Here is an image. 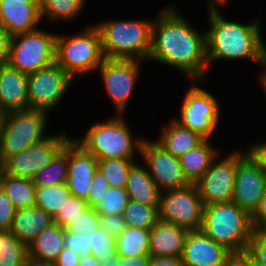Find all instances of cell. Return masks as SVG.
<instances>
[{"label":"cell","instance_id":"6da1fadb","mask_svg":"<svg viewBox=\"0 0 266 266\" xmlns=\"http://www.w3.org/2000/svg\"><path fill=\"white\" fill-rule=\"evenodd\" d=\"M177 8L170 4L158 11L148 61L171 66L188 80L205 81L209 67L206 31H198Z\"/></svg>","mask_w":266,"mask_h":266},{"label":"cell","instance_id":"7a4b0ae2","mask_svg":"<svg viewBox=\"0 0 266 266\" xmlns=\"http://www.w3.org/2000/svg\"><path fill=\"white\" fill-rule=\"evenodd\" d=\"M206 31L207 63L212 66L219 60H251L261 65L266 45L261 37L258 17L250 23L226 20L220 9H209Z\"/></svg>","mask_w":266,"mask_h":266},{"label":"cell","instance_id":"3957f363","mask_svg":"<svg viewBox=\"0 0 266 266\" xmlns=\"http://www.w3.org/2000/svg\"><path fill=\"white\" fill-rule=\"evenodd\" d=\"M153 18L107 19L95 23L105 58L146 61L151 52Z\"/></svg>","mask_w":266,"mask_h":266},{"label":"cell","instance_id":"277c9868","mask_svg":"<svg viewBox=\"0 0 266 266\" xmlns=\"http://www.w3.org/2000/svg\"><path fill=\"white\" fill-rule=\"evenodd\" d=\"M131 131L124 116L116 115L93 123L84 137L74 140L97 159H135L144 138L135 139Z\"/></svg>","mask_w":266,"mask_h":266},{"label":"cell","instance_id":"5b68a950","mask_svg":"<svg viewBox=\"0 0 266 266\" xmlns=\"http://www.w3.org/2000/svg\"><path fill=\"white\" fill-rule=\"evenodd\" d=\"M201 230L231 253L246 251L254 232L251 216L232 201L204 206Z\"/></svg>","mask_w":266,"mask_h":266},{"label":"cell","instance_id":"8992f818","mask_svg":"<svg viewBox=\"0 0 266 266\" xmlns=\"http://www.w3.org/2000/svg\"><path fill=\"white\" fill-rule=\"evenodd\" d=\"M104 58L101 35L95 25L71 36L57 34L55 62L73 79L96 71Z\"/></svg>","mask_w":266,"mask_h":266},{"label":"cell","instance_id":"52a82bcc","mask_svg":"<svg viewBox=\"0 0 266 266\" xmlns=\"http://www.w3.org/2000/svg\"><path fill=\"white\" fill-rule=\"evenodd\" d=\"M48 116V112L37 109L7 112L0 131V162L49 136L45 134Z\"/></svg>","mask_w":266,"mask_h":266},{"label":"cell","instance_id":"ba28073f","mask_svg":"<svg viewBox=\"0 0 266 266\" xmlns=\"http://www.w3.org/2000/svg\"><path fill=\"white\" fill-rule=\"evenodd\" d=\"M56 37L39 28L12 36L7 64L28 75L55 63Z\"/></svg>","mask_w":266,"mask_h":266},{"label":"cell","instance_id":"9c48e42d","mask_svg":"<svg viewBox=\"0 0 266 266\" xmlns=\"http://www.w3.org/2000/svg\"><path fill=\"white\" fill-rule=\"evenodd\" d=\"M195 84L185 92V97L179 109V118L173 119L181 126L200 134L205 139H211L221 120V109L217 98L199 85L206 81H191ZM197 82V83H196ZM198 86H197V85ZM196 85V86H195Z\"/></svg>","mask_w":266,"mask_h":266},{"label":"cell","instance_id":"30bf717a","mask_svg":"<svg viewBox=\"0 0 266 266\" xmlns=\"http://www.w3.org/2000/svg\"><path fill=\"white\" fill-rule=\"evenodd\" d=\"M204 204L196 184L162 192L159 201V219L188 231L201 230Z\"/></svg>","mask_w":266,"mask_h":266},{"label":"cell","instance_id":"8fae6325","mask_svg":"<svg viewBox=\"0 0 266 266\" xmlns=\"http://www.w3.org/2000/svg\"><path fill=\"white\" fill-rule=\"evenodd\" d=\"M74 79L56 62L28 74V109L51 112L63 100Z\"/></svg>","mask_w":266,"mask_h":266},{"label":"cell","instance_id":"7c38bea8","mask_svg":"<svg viewBox=\"0 0 266 266\" xmlns=\"http://www.w3.org/2000/svg\"><path fill=\"white\" fill-rule=\"evenodd\" d=\"M141 62L143 61L104 58L97 69L104 83V90L111 98L117 115H125L124 111L129 107V100L140 76Z\"/></svg>","mask_w":266,"mask_h":266},{"label":"cell","instance_id":"4fadbf2b","mask_svg":"<svg viewBox=\"0 0 266 266\" xmlns=\"http://www.w3.org/2000/svg\"><path fill=\"white\" fill-rule=\"evenodd\" d=\"M65 132H55L23 152L7 158L3 162V172L18 178L33 179L71 139V135Z\"/></svg>","mask_w":266,"mask_h":266},{"label":"cell","instance_id":"5bb4252c","mask_svg":"<svg viewBox=\"0 0 266 266\" xmlns=\"http://www.w3.org/2000/svg\"><path fill=\"white\" fill-rule=\"evenodd\" d=\"M265 192L266 176L261 163L248 148L238 149L232 202L251 216Z\"/></svg>","mask_w":266,"mask_h":266},{"label":"cell","instance_id":"9a60e30c","mask_svg":"<svg viewBox=\"0 0 266 266\" xmlns=\"http://www.w3.org/2000/svg\"><path fill=\"white\" fill-rule=\"evenodd\" d=\"M139 155L161 193L191 184L184 175L179 158L166 151L155 140L144 137Z\"/></svg>","mask_w":266,"mask_h":266},{"label":"cell","instance_id":"2e32d148","mask_svg":"<svg viewBox=\"0 0 266 266\" xmlns=\"http://www.w3.org/2000/svg\"><path fill=\"white\" fill-rule=\"evenodd\" d=\"M220 154L212 161L209 169L195 183L204 206L231 202L237 170V150L225 157ZM223 158V159H222Z\"/></svg>","mask_w":266,"mask_h":266},{"label":"cell","instance_id":"e0dca14e","mask_svg":"<svg viewBox=\"0 0 266 266\" xmlns=\"http://www.w3.org/2000/svg\"><path fill=\"white\" fill-rule=\"evenodd\" d=\"M98 170V159L72 137L68 141L67 187L74 197L87 201L91 181Z\"/></svg>","mask_w":266,"mask_h":266},{"label":"cell","instance_id":"ac0fdd59","mask_svg":"<svg viewBox=\"0 0 266 266\" xmlns=\"http://www.w3.org/2000/svg\"><path fill=\"white\" fill-rule=\"evenodd\" d=\"M231 254L202 230L189 231L181 259L183 266H223Z\"/></svg>","mask_w":266,"mask_h":266},{"label":"cell","instance_id":"d6986e66","mask_svg":"<svg viewBox=\"0 0 266 266\" xmlns=\"http://www.w3.org/2000/svg\"><path fill=\"white\" fill-rule=\"evenodd\" d=\"M41 3L25 0H0V27L11 36L38 29L41 24Z\"/></svg>","mask_w":266,"mask_h":266},{"label":"cell","instance_id":"ffe728a7","mask_svg":"<svg viewBox=\"0 0 266 266\" xmlns=\"http://www.w3.org/2000/svg\"><path fill=\"white\" fill-rule=\"evenodd\" d=\"M28 75L0 64V106L6 111L28 109Z\"/></svg>","mask_w":266,"mask_h":266},{"label":"cell","instance_id":"44dd1931","mask_svg":"<svg viewBox=\"0 0 266 266\" xmlns=\"http://www.w3.org/2000/svg\"><path fill=\"white\" fill-rule=\"evenodd\" d=\"M188 230L159 220L150 229L149 255L151 257H181Z\"/></svg>","mask_w":266,"mask_h":266},{"label":"cell","instance_id":"7402d4cb","mask_svg":"<svg viewBox=\"0 0 266 266\" xmlns=\"http://www.w3.org/2000/svg\"><path fill=\"white\" fill-rule=\"evenodd\" d=\"M29 262L51 265L64 247V228L54 223L44 229L28 246Z\"/></svg>","mask_w":266,"mask_h":266},{"label":"cell","instance_id":"603a6c76","mask_svg":"<svg viewBox=\"0 0 266 266\" xmlns=\"http://www.w3.org/2000/svg\"><path fill=\"white\" fill-rule=\"evenodd\" d=\"M54 224V218L38 207L16 210L10 232L28 246L44 229Z\"/></svg>","mask_w":266,"mask_h":266},{"label":"cell","instance_id":"cb8c5ba5","mask_svg":"<svg viewBox=\"0 0 266 266\" xmlns=\"http://www.w3.org/2000/svg\"><path fill=\"white\" fill-rule=\"evenodd\" d=\"M205 140L200 134L181 126L173 118L164 126L155 141L166 151L179 158Z\"/></svg>","mask_w":266,"mask_h":266},{"label":"cell","instance_id":"d4e9b609","mask_svg":"<svg viewBox=\"0 0 266 266\" xmlns=\"http://www.w3.org/2000/svg\"><path fill=\"white\" fill-rule=\"evenodd\" d=\"M125 189L129 200L145 205H159L161 191L152 180L145 165L136 162L131 167Z\"/></svg>","mask_w":266,"mask_h":266},{"label":"cell","instance_id":"484cf974","mask_svg":"<svg viewBox=\"0 0 266 266\" xmlns=\"http://www.w3.org/2000/svg\"><path fill=\"white\" fill-rule=\"evenodd\" d=\"M210 140L205 139L201 144L179 157L184 175L191 184H195L205 174L212 161L220 153L219 149L210 143Z\"/></svg>","mask_w":266,"mask_h":266},{"label":"cell","instance_id":"4316f807","mask_svg":"<svg viewBox=\"0 0 266 266\" xmlns=\"http://www.w3.org/2000/svg\"><path fill=\"white\" fill-rule=\"evenodd\" d=\"M0 187L4 190L16 210L36 207V186L33 179L18 178L2 172Z\"/></svg>","mask_w":266,"mask_h":266},{"label":"cell","instance_id":"83f0119b","mask_svg":"<svg viewBox=\"0 0 266 266\" xmlns=\"http://www.w3.org/2000/svg\"><path fill=\"white\" fill-rule=\"evenodd\" d=\"M150 230L127 227L116 238V252L119 256L133 257L149 255Z\"/></svg>","mask_w":266,"mask_h":266},{"label":"cell","instance_id":"f1b7e54d","mask_svg":"<svg viewBox=\"0 0 266 266\" xmlns=\"http://www.w3.org/2000/svg\"><path fill=\"white\" fill-rule=\"evenodd\" d=\"M35 194L36 207L44 210L53 218L72 196L66 183L36 187Z\"/></svg>","mask_w":266,"mask_h":266},{"label":"cell","instance_id":"f546056e","mask_svg":"<svg viewBox=\"0 0 266 266\" xmlns=\"http://www.w3.org/2000/svg\"><path fill=\"white\" fill-rule=\"evenodd\" d=\"M68 170V142L54 156L51 163L33 178L36 187L66 183Z\"/></svg>","mask_w":266,"mask_h":266},{"label":"cell","instance_id":"4dcf8cb0","mask_svg":"<svg viewBox=\"0 0 266 266\" xmlns=\"http://www.w3.org/2000/svg\"><path fill=\"white\" fill-rule=\"evenodd\" d=\"M87 0H41V17L50 22L73 21L85 7Z\"/></svg>","mask_w":266,"mask_h":266},{"label":"cell","instance_id":"1f68e13d","mask_svg":"<svg viewBox=\"0 0 266 266\" xmlns=\"http://www.w3.org/2000/svg\"><path fill=\"white\" fill-rule=\"evenodd\" d=\"M28 247L10 231H0V266H27Z\"/></svg>","mask_w":266,"mask_h":266},{"label":"cell","instance_id":"d6a6232c","mask_svg":"<svg viewBox=\"0 0 266 266\" xmlns=\"http://www.w3.org/2000/svg\"><path fill=\"white\" fill-rule=\"evenodd\" d=\"M127 227L150 230L159 219V205H145L129 200L122 214Z\"/></svg>","mask_w":266,"mask_h":266},{"label":"cell","instance_id":"836d02e7","mask_svg":"<svg viewBox=\"0 0 266 266\" xmlns=\"http://www.w3.org/2000/svg\"><path fill=\"white\" fill-rule=\"evenodd\" d=\"M137 159H98L100 170L109 182L110 187L126 188L128 174Z\"/></svg>","mask_w":266,"mask_h":266},{"label":"cell","instance_id":"e575fe53","mask_svg":"<svg viewBox=\"0 0 266 266\" xmlns=\"http://www.w3.org/2000/svg\"><path fill=\"white\" fill-rule=\"evenodd\" d=\"M128 201L125 188L110 187L94 208L98 214L122 215Z\"/></svg>","mask_w":266,"mask_h":266},{"label":"cell","instance_id":"d590c367","mask_svg":"<svg viewBox=\"0 0 266 266\" xmlns=\"http://www.w3.org/2000/svg\"><path fill=\"white\" fill-rule=\"evenodd\" d=\"M88 234L89 246H91V255L100 262L107 257L116 255V237L102 230L100 227L94 231L86 232Z\"/></svg>","mask_w":266,"mask_h":266},{"label":"cell","instance_id":"8d00e7d4","mask_svg":"<svg viewBox=\"0 0 266 266\" xmlns=\"http://www.w3.org/2000/svg\"><path fill=\"white\" fill-rule=\"evenodd\" d=\"M99 227V214L94 207L88 205L71 218L63 228L68 232L86 234V232L94 231Z\"/></svg>","mask_w":266,"mask_h":266},{"label":"cell","instance_id":"74e56055","mask_svg":"<svg viewBox=\"0 0 266 266\" xmlns=\"http://www.w3.org/2000/svg\"><path fill=\"white\" fill-rule=\"evenodd\" d=\"M88 206L87 202L78 197L71 196L66 202L62 210L54 217V223L64 227L71 218L79 214V212Z\"/></svg>","mask_w":266,"mask_h":266},{"label":"cell","instance_id":"f35d334b","mask_svg":"<svg viewBox=\"0 0 266 266\" xmlns=\"http://www.w3.org/2000/svg\"><path fill=\"white\" fill-rule=\"evenodd\" d=\"M64 247L72 250L80 257L91 255L88 234H77L64 230Z\"/></svg>","mask_w":266,"mask_h":266},{"label":"cell","instance_id":"ab89813d","mask_svg":"<svg viewBox=\"0 0 266 266\" xmlns=\"http://www.w3.org/2000/svg\"><path fill=\"white\" fill-rule=\"evenodd\" d=\"M89 195L87 198V204L91 207H95L96 204L101 200L103 195L107 193L110 188L109 182L100 170H97L91 181Z\"/></svg>","mask_w":266,"mask_h":266},{"label":"cell","instance_id":"60d3db41","mask_svg":"<svg viewBox=\"0 0 266 266\" xmlns=\"http://www.w3.org/2000/svg\"><path fill=\"white\" fill-rule=\"evenodd\" d=\"M99 224L102 230L116 238L127 228L122 215L99 214Z\"/></svg>","mask_w":266,"mask_h":266},{"label":"cell","instance_id":"b9f144b4","mask_svg":"<svg viewBox=\"0 0 266 266\" xmlns=\"http://www.w3.org/2000/svg\"><path fill=\"white\" fill-rule=\"evenodd\" d=\"M15 207L0 187V231H9L15 215Z\"/></svg>","mask_w":266,"mask_h":266},{"label":"cell","instance_id":"7bdbcfd3","mask_svg":"<svg viewBox=\"0 0 266 266\" xmlns=\"http://www.w3.org/2000/svg\"><path fill=\"white\" fill-rule=\"evenodd\" d=\"M246 252L257 262L266 265V241L254 230Z\"/></svg>","mask_w":266,"mask_h":266},{"label":"cell","instance_id":"ee69618b","mask_svg":"<svg viewBox=\"0 0 266 266\" xmlns=\"http://www.w3.org/2000/svg\"><path fill=\"white\" fill-rule=\"evenodd\" d=\"M80 256L68 248H64L51 266H78Z\"/></svg>","mask_w":266,"mask_h":266},{"label":"cell","instance_id":"f6af8a7d","mask_svg":"<svg viewBox=\"0 0 266 266\" xmlns=\"http://www.w3.org/2000/svg\"><path fill=\"white\" fill-rule=\"evenodd\" d=\"M265 222H266V192L259 201L256 210L251 215V223L254 230Z\"/></svg>","mask_w":266,"mask_h":266},{"label":"cell","instance_id":"bcb514c9","mask_svg":"<svg viewBox=\"0 0 266 266\" xmlns=\"http://www.w3.org/2000/svg\"><path fill=\"white\" fill-rule=\"evenodd\" d=\"M12 36L0 27V64L7 63Z\"/></svg>","mask_w":266,"mask_h":266},{"label":"cell","instance_id":"7dc6e473","mask_svg":"<svg viewBox=\"0 0 266 266\" xmlns=\"http://www.w3.org/2000/svg\"><path fill=\"white\" fill-rule=\"evenodd\" d=\"M254 143L248 148V150L261 163L262 168L266 170V141L263 142L262 140H259Z\"/></svg>","mask_w":266,"mask_h":266},{"label":"cell","instance_id":"c3c4849f","mask_svg":"<svg viewBox=\"0 0 266 266\" xmlns=\"http://www.w3.org/2000/svg\"><path fill=\"white\" fill-rule=\"evenodd\" d=\"M223 266H249V254L246 251L231 253Z\"/></svg>","mask_w":266,"mask_h":266},{"label":"cell","instance_id":"681fc988","mask_svg":"<svg viewBox=\"0 0 266 266\" xmlns=\"http://www.w3.org/2000/svg\"><path fill=\"white\" fill-rule=\"evenodd\" d=\"M150 255H139L130 258L120 256L119 266H148Z\"/></svg>","mask_w":266,"mask_h":266},{"label":"cell","instance_id":"f907efd6","mask_svg":"<svg viewBox=\"0 0 266 266\" xmlns=\"http://www.w3.org/2000/svg\"><path fill=\"white\" fill-rule=\"evenodd\" d=\"M148 266H183L181 257H151Z\"/></svg>","mask_w":266,"mask_h":266},{"label":"cell","instance_id":"816d5d0a","mask_svg":"<svg viewBox=\"0 0 266 266\" xmlns=\"http://www.w3.org/2000/svg\"><path fill=\"white\" fill-rule=\"evenodd\" d=\"M78 266H101V262L93 255L80 257Z\"/></svg>","mask_w":266,"mask_h":266},{"label":"cell","instance_id":"f5cc1de1","mask_svg":"<svg viewBox=\"0 0 266 266\" xmlns=\"http://www.w3.org/2000/svg\"><path fill=\"white\" fill-rule=\"evenodd\" d=\"M262 68V72L259 73L258 80L259 83L261 84L263 91L266 95V53L263 57L262 64L260 65Z\"/></svg>","mask_w":266,"mask_h":266},{"label":"cell","instance_id":"db71d44e","mask_svg":"<svg viewBox=\"0 0 266 266\" xmlns=\"http://www.w3.org/2000/svg\"><path fill=\"white\" fill-rule=\"evenodd\" d=\"M120 256L118 254L112 257H107L106 260L101 261V266H119Z\"/></svg>","mask_w":266,"mask_h":266},{"label":"cell","instance_id":"11a10c76","mask_svg":"<svg viewBox=\"0 0 266 266\" xmlns=\"http://www.w3.org/2000/svg\"><path fill=\"white\" fill-rule=\"evenodd\" d=\"M207 6L209 9H220L219 7H224L228 4L230 0H207Z\"/></svg>","mask_w":266,"mask_h":266},{"label":"cell","instance_id":"9f6ffc18","mask_svg":"<svg viewBox=\"0 0 266 266\" xmlns=\"http://www.w3.org/2000/svg\"><path fill=\"white\" fill-rule=\"evenodd\" d=\"M255 231L266 241V222L258 226Z\"/></svg>","mask_w":266,"mask_h":266},{"label":"cell","instance_id":"6f0895ef","mask_svg":"<svg viewBox=\"0 0 266 266\" xmlns=\"http://www.w3.org/2000/svg\"><path fill=\"white\" fill-rule=\"evenodd\" d=\"M6 113L7 112L0 106V131L4 125Z\"/></svg>","mask_w":266,"mask_h":266},{"label":"cell","instance_id":"680465c9","mask_svg":"<svg viewBox=\"0 0 266 266\" xmlns=\"http://www.w3.org/2000/svg\"><path fill=\"white\" fill-rule=\"evenodd\" d=\"M249 266H266L262 263L257 262L249 255Z\"/></svg>","mask_w":266,"mask_h":266},{"label":"cell","instance_id":"91938a15","mask_svg":"<svg viewBox=\"0 0 266 266\" xmlns=\"http://www.w3.org/2000/svg\"><path fill=\"white\" fill-rule=\"evenodd\" d=\"M25 3H41V0H25Z\"/></svg>","mask_w":266,"mask_h":266},{"label":"cell","instance_id":"94428289","mask_svg":"<svg viewBox=\"0 0 266 266\" xmlns=\"http://www.w3.org/2000/svg\"><path fill=\"white\" fill-rule=\"evenodd\" d=\"M27 266H51V265H38V264L29 263Z\"/></svg>","mask_w":266,"mask_h":266},{"label":"cell","instance_id":"6125c7cd","mask_svg":"<svg viewBox=\"0 0 266 266\" xmlns=\"http://www.w3.org/2000/svg\"><path fill=\"white\" fill-rule=\"evenodd\" d=\"M2 172H3V163L0 162V178H1Z\"/></svg>","mask_w":266,"mask_h":266}]
</instances>
